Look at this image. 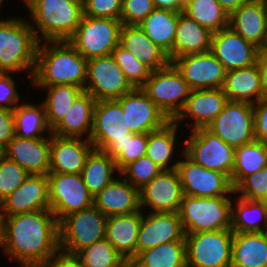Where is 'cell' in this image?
I'll use <instances>...</instances> for the list:
<instances>
[{"mask_svg": "<svg viewBox=\"0 0 267 267\" xmlns=\"http://www.w3.org/2000/svg\"><path fill=\"white\" fill-rule=\"evenodd\" d=\"M182 12L212 33L229 26V13L217 0H185Z\"/></svg>", "mask_w": 267, "mask_h": 267, "instance_id": "obj_40", "label": "cell"}, {"mask_svg": "<svg viewBox=\"0 0 267 267\" xmlns=\"http://www.w3.org/2000/svg\"><path fill=\"white\" fill-rule=\"evenodd\" d=\"M1 248L19 267H43L60 250L59 222L50 209L2 216Z\"/></svg>", "mask_w": 267, "mask_h": 267, "instance_id": "obj_1", "label": "cell"}, {"mask_svg": "<svg viewBox=\"0 0 267 267\" xmlns=\"http://www.w3.org/2000/svg\"><path fill=\"white\" fill-rule=\"evenodd\" d=\"M267 165V144L260 141L236 147L235 163L231 175L233 188L246 176Z\"/></svg>", "mask_w": 267, "mask_h": 267, "instance_id": "obj_41", "label": "cell"}, {"mask_svg": "<svg viewBox=\"0 0 267 267\" xmlns=\"http://www.w3.org/2000/svg\"><path fill=\"white\" fill-rule=\"evenodd\" d=\"M176 170L182 185L183 194L192 197H219L234 195L231 180L220 172L206 169L189 159L181 151Z\"/></svg>", "mask_w": 267, "mask_h": 267, "instance_id": "obj_15", "label": "cell"}, {"mask_svg": "<svg viewBox=\"0 0 267 267\" xmlns=\"http://www.w3.org/2000/svg\"><path fill=\"white\" fill-rule=\"evenodd\" d=\"M5 0H0V11L3 10L1 7L4 5Z\"/></svg>", "mask_w": 267, "mask_h": 267, "instance_id": "obj_60", "label": "cell"}, {"mask_svg": "<svg viewBox=\"0 0 267 267\" xmlns=\"http://www.w3.org/2000/svg\"><path fill=\"white\" fill-rule=\"evenodd\" d=\"M1 241H2V216L0 214V247H1Z\"/></svg>", "mask_w": 267, "mask_h": 267, "instance_id": "obj_58", "label": "cell"}, {"mask_svg": "<svg viewBox=\"0 0 267 267\" xmlns=\"http://www.w3.org/2000/svg\"><path fill=\"white\" fill-rule=\"evenodd\" d=\"M181 125L174 121L168 122L163 128L148 133L146 156L163 170L176 169L179 159L174 161L178 141V128ZM177 139V140H176Z\"/></svg>", "mask_w": 267, "mask_h": 267, "instance_id": "obj_35", "label": "cell"}, {"mask_svg": "<svg viewBox=\"0 0 267 267\" xmlns=\"http://www.w3.org/2000/svg\"><path fill=\"white\" fill-rule=\"evenodd\" d=\"M213 33L195 20L179 12L173 42V60L180 56L204 53L211 50Z\"/></svg>", "mask_w": 267, "mask_h": 267, "instance_id": "obj_30", "label": "cell"}, {"mask_svg": "<svg viewBox=\"0 0 267 267\" xmlns=\"http://www.w3.org/2000/svg\"><path fill=\"white\" fill-rule=\"evenodd\" d=\"M43 267H85L77 255L61 250L56 252Z\"/></svg>", "mask_w": 267, "mask_h": 267, "instance_id": "obj_53", "label": "cell"}, {"mask_svg": "<svg viewBox=\"0 0 267 267\" xmlns=\"http://www.w3.org/2000/svg\"><path fill=\"white\" fill-rule=\"evenodd\" d=\"M260 50H267V24H266V33H265V39L263 42V46Z\"/></svg>", "mask_w": 267, "mask_h": 267, "instance_id": "obj_57", "label": "cell"}, {"mask_svg": "<svg viewBox=\"0 0 267 267\" xmlns=\"http://www.w3.org/2000/svg\"><path fill=\"white\" fill-rule=\"evenodd\" d=\"M233 198L231 230L238 233L266 232L267 208L264 201L244 199L236 195Z\"/></svg>", "mask_w": 267, "mask_h": 267, "instance_id": "obj_34", "label": "cell"}, {"mask_svg": "<svg viewBox=\"0 0 267 267\" xmlns=\"http://www.w3.org/2000/svg\"><path fill=\"white\" fill-rule=\"evenodd\" d=\"M190 90L222 89L226 70L211 51L175 58L171 62Z\"/></svg>", "mask_w": 267, "mask_h": 267, "instance_id": "obj_16", "label": "cell"}, {"mask_svg": "<svg viewBox=\"0 0 267 267\" xmlns=\"http://www.w3.org/2000/svg\"><path fill=\"white\" fill-rule=\"evenodd\" d=\"M231 267H267V233L234 232Z\"/></svg>", "mask_w": 267, "mask_h": 267, "instance_id": "obj_32", "label": "cell"}, {"mask_svg": "<svg viewBox=\"0 0 267 267\" xmlns=\"http://www.w3.org/2000/svg\"><path fill=\"white\" fill-rule=\"evenodd\" d=\"M185 241H171L140 252L131 267H185Z\"/></svg>", "mask_w": 267, "mask_h": 267, "instance_id": "obj_38", "label": "cell"}, {"mask_svg": "<svg viewBox=\"0 0 267 267\" xmlns=\"http://www.w3.org/2000/svg\"><path fill=\"white\" fill-rule=\"evenodd\" d=\"M263 201H264L265 206H266V208H267V196H266V198H265Z\"/></svg>", "mask_w": 267, "mask_h": 267, "instance_id": "obj_62", "label": "cell"}, {"mask_svg": "<svg viewBox=\"0 0 267 267\" xmlns=\"http://www.w3.org/2000/svg\"><path fill=\"white\" fill-rule=\"evenodd\" d=\"M234 195L244 199L263 201L267 196V165L256 173L244 177L234 187Z\"/></svg>", "mask_w": 267, "mask_h": 267, "instance_id": "obj_45", "label": "cell"}, {"mask_svg": "<svg viewBox=\"0 0 267 267\" xmlns=\"http://www.w3.org/2000/svg\"><path fill=\"white\" fill-rule=\"evenodd\" d=\"M178 19L179 12L155 8L138 24L147 37L168 54L171 62L173 61V42Z\"/></svg>", "mask_w": 267, "mask_h": 267, "instance_id": "obj_33", "label": "cell"}, {"mask_svg": "<svg viewBox=\"0 0 267 267\" xmlns=\"http://www.w3.org/2000/svg\"><path fill=\"white\" fill-rule=\"evenodd\" d=\"M4 156L16 162L29 175H48L50 137L25 139L14 136L4 148Z\"/></svg>", "mask_w": 267, "mask_h": 267, "instance_id": "obj_23", "label": "cell"}, {"mask_svg": "<svg viewBox=\"0 0 267 267\" xmlns=\"http://www.w3.org/2000/svg\"><path fill=\"white\" fill-rule=\"evenodd\" d=\"M132 89L112 55L87 60L84 91L89 92L96 101L118 99Z\"/></svg>", "mask_w": 267, "mask_h": 267, "instance_id": "obj_14", "label": "cell"}, {"mask_svg": "<svg viewBox=\"0 0 267 267\" xmlns=\"http://www.w3.org/2000/svg\"><path fill=\"white\" fill-rule=\"evenodd\" d=\"M142 222V210L110 216L106 222L105 239L128 262L136 257V243Z\"/></svg>", "mask_w": 267, "mask_h": 267, "instance_id": "obj_27", "label": "cell"}, {"mask_svg": "<svg viewBox=\"0 0 267 267\" xmlns=\"http://www.w3.org/2000/svg\"><path fill=\"white\" fill-rule=\"evenodd\" d=\"M31 0H23L24 4H28Z\"/></svg>", "mask_w": 267, "mask_h": 267, "instance_id": "obj_61", "label": "cell"}, {"mask_svg": "<svg viewBox=\"0 0 267 267\" xmlns=\"http://www.w3.org/2000/svg\"><path fill=\"white\" fill-rule=\"evenodd\" d=\"M46 90L43 104L46 110L47 123L53 129L66 116L73 102L84 91L78 86L63 84L41 88Z\"/></svg>", "mask_w": 267, "mask_h": 267, "instance_id": "obj_39", "label": "cell"}, {"mask_svg": "<svg viewBox=\"0 0 267 267\" xmlns=\"http://www.w3.org/2000/svg\"><path fill=\"white\" fill-rule=\"evenodd\" d=\"M116 100L126 114L127 126L133 133L153 132L170 122L142 88H133Z\"/></svg>", "mask_w": 267, "mask_h": 267, "instance_id": "obj_18", "label": "cell"}, {"mask_svg": "<svg viewBox=\"0 0 267 267\" xmlns=\"http://www.w3.org/2000/svg\"><path fill=\"white\" fill-rule=\"evenodd\" d=\"M119 45L151 71L165 68L171 63L168 54L153 43L139 25H122Z\"/></svg>", "mask_w": 267, "mask_h": 267, "instance_id": "obj_28", "label": "cell"}, {"mask_svg": "<svg viewBox=\"0 0 267 267\" xmlns=\"http://www.w3.org/2000/svg\"><path fill=\"white\" fill-rule=\"evenodd\" d=\"M95 104L96 99L89 92L83 91L66 116L52 129V135L90 140Z\"/></svg>", "mask_w": 267, "mask_h": 267, "instance_id": "obj_29", "label": "cell"}, {"mask_svg": "<svg viewBox=\"0 0 267 267\" xmlns=\"http://www.w3.org/2000/svg\"><path fill=\"white\" fill-rule=\"evenodd\" d=\"M206 128L235 148L255 141L253 104L228 101Z\"/></svg>", "mask_w": 267, "mask_h": 267, "instance_id": "obj_13", "label": "cell"}, {"mask_svg": "<svg viewBox=\"0 0 267 267\" xmlns=\"http://www.w3.org/2000/svg\"><path fill=\"white\" fill-rule=\"evenodd\" d=\"M142 89L170 121L184 108L191 91L172 63L152 71Z\"/></svg>", "mask_w": 267, "mask_h": 267, "instance_id": "obj_11", "label": "cell"}, {"mask_svg": "<svg viewBox=\"0 0 267 267\" xmlns=\"http://www.w3.org/2000/svg\"><path fill=\"white\" fill-rule=\"evenodd\" d=\"M117 172L120 173L113 157L105 151L93 149L86 159L81 175L94 197L118 176L115 174Z\"/></svg>", "mask_w": 267, "mask_h": 267, "instance_id": "obj_37", "label": "cell"}, {"mask_svg": "<svg viewBox=\"0 0 267 267\" xmlns=\"http://www.w3.org/2000/svg\"><path fill=\"white\" fill-rule=\"evenodd\" d=\"M13 73H0V108L14 110L20 99Z\"/></svg>", "mask_w": 267, "mask_h": 267, "instance_id": "obj_50", "label": "cell"}, {"mask_svg": "<svg viewBox=\"0 0 267 267\" xmlns=\"http://www.w3.org/2000/svg\"><path fill=\"white\" fill-rule=\"evenodd\" d=\"M253 110L255 139L267 144V98L253 104Z\"/></svg>", "mask_w": 267, "mask_h": 267, "instance_id": "obj_51", "label": "cell"}, {"mask_svg": "<svg viewBox=\"0 0 267 267\" xmlns=\"http://www.w3.org/2000/svg\"><path fill=\"white\" fill-rule=\"evenodd\" d=\"M94 206L106 217L140 210L139 190L121 174L94 196Z\"/></svg>", "mask_w": 267, "mask_h": 267, "instance_id": "obj_25", "label": "cell"}, {"mask_svg": "<svg viewBox=\"0 0 267 267\" xmlns=\"http://www.w3.org/2000/svg\"><path fill=\"white\" fill-rule=\"evenodd\" d=\"M122 21L83 15L68 42L85 58L108 56L119 45Z\"/></svg>", "mask_w": 267, "mask_h": 267, "instance_id": "obj_9", "label": "cell"}, {"mask_svg": "<svg viewBox=\"0 0 267 267\" xmlns=\"http://www.w3.org/2000/svg\"><path fill=\"white\" fill-rule=\"evenodd\" d=\"M227 102V96L222 89L191 90L184 108L173 121L183 125L188 120L184 124H188L191 130L207 127L221 113ZM190 119L193 121H189Z\"/></svg>", "mask_w": 267, "mask_h": 267, "instance_id": "obj_22", "label": "cell"}, {"mask_svg": "<svg viewBox=\"0 0 267 267\" xmlns=\"http://www.w3.org/2000/svg\"><path fill=\"white\" fill-rule=\"evenodd\" d=\"M13 117L16 137L25 139L51 137L52 129L47 123L43 102L37 105L28 102L19 103L13 110Z\"/></svg>", "mask_w": 267, "mask_h": 267, "instance_id": "obj_36", "label": "cell"}, {"mask_svg": "<svg viewBox=\"0 0 267 267\" xmlns=\"http://www.w3.org/2000/svg\"><path fill=\"white\" fill-rule=\"evenodd\" d=\"M83 15L120 20L122 0H84Z\"/></svg>", "mask_w": 267, "mask_h": 267, "instance_id": "obj_49", "label": "cell"}, {"mask_svg": "<svg viewBox=\"0 0 267 267\" xmlns=\"http://www.w3.org/2000/svg\"><path fill=\"white\" fill-rule=\"evenodd\" d=\"M183 141L184 154L196 164L225 174L230 180L235 163V147L225 143L206 127L191 130Z\"/></svg>", "mask_w": 267, "mask_h": 267, "instance_id": "obj_8", "label": "cell"}, {"mask_svg": "<svg viewBox=\"0 0 267 267\" xmlns=\"http://www.w3.org/2000/svg\"><path fill=\"white\" fill-rule=\"evenodd\" d=\"M107 219L94 205L65 216L59 222L60 250L76 255L83 248L105 238Z\"/></svg>", "mask_w": 267, "mask_h": 267, "instance_id": "obj_7", "label": "cell"}, {"mask_svg": "<svg viewBox=\"0 0 267 267\" xmlns=\"http://www.w3.org/2000/svg\"><path fill=\"white\" fill-rule=\"evenodd\" d=\"M76 255L85 267H131V262L126 261L105 238Z\"/></svg>", "mask_w": 267, "mask_h": 267, "instance_id": "obj_42", "label": "cell"}, {"mask_svg": "<svg viewBox=\"0 0 267 267\" xmlns=\"http://www.w3.org/2000/svg\"><path fill=\"white\" fill-rule=\"evenodd\" d=\"M220 5L229 13V15L242 4L249 2L250 0H217Z\"/></svg>", "mask_w": 267, "mask_h": 267, "instance_id": "obj_56", "label": "cell"}, {"mask_svg": "<svg viewBox=\"0 0 267 267\" xmlns=\"http://www.w3.org/2000/svg\"><path fill=\"white\" fill-rule=\"evenodd\" d=\"M257 64L261 79L262 98H267V50L259 51Z\"/></svg>", "mask_w": 267, "mask_h": 267, "instance_id": "obj_54", "label": "cell"}, {"mask_svg": "<svg viewBox=\"0 0 267 267\" xmlns=\"http://www.w3.org/2000/svg\"><path fill=\"white\" fill-rule=\"evenodd\" d=\"M14 136L13 110L0 108V146L5 148Z\"/></svg>", "mask_w": 267, "mask_h": 267, "instance_id": "obj_52", "label": "cell"}, {"mask_svg": "<svg viewBox=\"0 0 267 267\" xmlns=\"http://www.w3.org/2000/svg\"><path fill=\"white\" fill-rule=\"evenodd\" d=\"M24 17H0V73L26 72L31 81L39 41Z\"/></svg>", "mask_w": 267, "mask_h": 267, "instance_id": "obj_4", "label": "cell"}, {"mask_svg": "<svg viewBox=\"0 0 267 267\" xmlns=\"http://www.w3.org/2000/svg\"><path fill=\"white\" fill-rule=\"evenodd\" d=\"M155 9L153 0H122L123 25L140 24Z\"/></svg>", "mask_w": 267, "mask_h": 267, "instance_id": "obj_48", "label": "cell"}, {"mask_svg": "<svg viewBox=\"0 0 267 267\" xmlns=\"http://www.w3.org/2000/svg\"><path fill=\"white\" fill-rule=\"evenodd\" d=\"M267 0H250L229 15V27L259 49L265 39Z\"/></svg>", "mask_w": 267, "mask_h": 267, "instance_id": "obj_26", "label": "cell"}, {"mask_svg": "<svg viewBox=\"0 0 267 267\" xmlns=\"http://www.w3.org/2000/svg\"><path fill=\"white\" fill-rule=\"evenodd\" d=\"M148 144V133H135L123 143V149L114 158L116 166L121 171L129 163L145 156Z\"/></svg>", "mask_w": 267, "mask_h": 267, "instance_id": "obj_47", "label": "cell"}, {"mask_svg": "<svg viewBox=\"0 0 267 267\" xmlns=\"http://www.w3.org/2000/svg\"><path fill=\"white\" fill-rule=\"evenodd\" d=\"M25 6L39 42L68 41L83 17L81 0H31Z\"/></svg>", "mask_w": 267, "mask_h": 267, "instance_id": "obj_3", "label": "cell"}, {"mask_svg": "<svg viewBox=\"0 0 267 267\" xmlns=\"http://www.w3.org/2000/svg\"><path fill=\"white\" fill-rule=\"evenodd\" d=\"M50 210L60 222L65 216L94 205V197L87 189L81 173L49 172Z\"/></svg>", "mask_w": 267, "mask_h": 267, "instance_id": "obj_12", "label": "cell"}, {"mask_svg": "<svg viewBox=\"0 0 267 267\" xmlns=\"http://www.w3.org/2000/svg\"><path fill=\"white\" fill-rule=\"evenodd\" d=\"M228 101L255 104L262 99L258 64L226 72L222 87Z\"/></svg>", "mask_w": 267, "mask_h": 267, "instance_id": "obj_31", "label": "cell"}, {"mask_svg": "<svg viewBox=\"0 0 267 267\" xmlns=\"http://www.w3.org/2000/svg\"><path fill=\"white\" fill-rule=\"evenodd\" d=\"M163 169L148 156H142L126 165L120 174L138 190L151 182Z\"/></svg>", "mask_w": 267, "mask_h": 267, "instance_id": "obj_44", "label": "cell"}, {"mask_svg": "<svg viewBox=\"0 0 267 267\" xmlns=\"http://www.w3.org/2000/svg\"><path fill=\"white\" fill-rule=\"evenodd\" d=\"M153 3L155 8L181 12L183 10L185 0H153Z\"/></svg>", "mask_w": 267, "mask_h": 267, "instance_id": "obj_55", "label": "cell"}, {"mask_svg": "<svg viewBox=\"0 0 267 267\" xmlns=\"http://www.w3.org/2000/svg\"><path fill=\"white\" fill-rule=\"evenodd\" d=\"M183 195L177 170H162L139 190L140 209L149 207L150 212H178Z\"/></svg>", "mask_w": 267, "mask_h": 267, "instance_id": "obj_17", "label": "cell"}, {"mask_svg": "<svg viewBox=\"0 0 267 267\" xmlns=\"http://www.w3.org/2000/svg\"><path fill=\"white\" fill-rule=\"evenodd\" d=\"M210 51L228 72L256 64L260 49L228 26L213 33Z\"/></svg>", "mask_w": 267, "mask_h": 267, "instance_id": "obj_20", "label": "cell"}, {"mask_svg": "<svg viewBox=\"0 0 267 267\" xmlns=\"http://www.w3.org/2000/svg\"><path fill=\"white\" fill-rule=\"evenodd\" d=\"M29 174L16 162L0 158V203L14 192Z\"/></svg>", "mask_w": 267, "mask_h": 267, "instance_id": "obj_46", "label": "cell"}, {"mask_svg": "<svg viewBox=\"0 0 267 267\" xmlns=\"http://www.w3.org/2000/svg\"><path fill=\"white\" fill-rule=\"evenodd\" d=\"M231 229L185 235L186 264L189 267H231Z\"/></svg>", "mask_w": 267, "mask_h": 267, "instance_id": "obj_10", "label": "cell"}, {"mask_svg": "<svg viewBox=\"0 0 267 267\" xmlns=\"http://www.w3.org/2000/svg\"><path fill=\"white\" fill-rule=\"evenodd\" d=\"M232 196L192 197L183 195L178 211L185 235L231 229Z\"/></svg>", "mask_w": 267, "mask_h": 267, "instance_id": "obj_5", "label": "cell"}, {"mask_svg": "<svg viewBox=\"0 0 267 267\" xmlns=\"http://www.w3.org/2000/svg\"><path fill=\"white\" fill-rule=\"evenodd\" d=\"M94 149L92 142L84 138L50 137V171L53 173H81L86 159Z\"/></svg>", "mask_w": 267, "mask_h": 267, "instance_id": "obj_24", "label": "cell"}, {"mask_svg": "<svg viewBox=\"0 0 267 267\" xmlns=\"http://www.w3.org/2000/svg\"><path fill=\"white\" fill-rule=\"evenodd\" d=\"M139 228L136 256L147 249L171 241H185V233L178 212H148Z\"/></svg>", "mask_w": 267, "mask_h": 267, "instance_id": "obj_19", "label": "cell"}, {"mask_svg": "<svg viewBox=\"0 0 267 267\" xmlns=\"http://www.w3.org/2000/svg\"><path fill=\"white\" fill-rule=\"evenodd\" d=\"M50 209L47 175H28L24 182L0 203L1 216Z\"/></svg>", "mask_w": 267, "mask_h": 267, "instance_id": "obj_21", "label": "cell"}, {"mask_svg": "<svg viewBox=\"0 0 267 267\" xmlns=\"http://www.w3.org/2000/svg\"><path fill=\"white\" fill-rule=\"evenodd\" d=\"M87 59L68 41H42L37 48L31 86L44 88L69 84L85 88Z\"/></svg>", "mask_w": 267, "mask_h": 267, "instance_id": "obj_2", "label": "cell"}, {"mask_svg": "<svg viewBox=\"0 0 267 267\" xmlns=\"http://www.w3.org/2000/svg\"><path fill=\"white\" fill-rule=\"evenodd\" d=\"M111 55L133 88H142L145 85L152 72L147 66L120 45L116 46Z\"/></svg>", "mask_w": 267, "mask_h": 267, "instance_id": "obj_43", "label": "cell"}, {"mask_svg": "<svg viewBox=\"0 0 267 267\" xmlns=\"http://www.w3.org/2000/svg\"><path fill=\"white\" fill-rule=\"evenodd\" d=\"M134 134L127 126L126 114L116 99L96 101L90 136L94 149L115 158L123 149L125 140Z\"/></svg>", "mask_w": 267, "mask_h": 267, "instance_id": "obj_6", "label": "cell"}, {"mask_svg": "<svg viewBox=\"0 0 267 267\" xmlns=\"http://www.w3.org/2000/svg\"><path fill=\"white\" fill-rule=\"evenodd\" d=\"M4 156V148L0 146V158Z\"/></svg>", "mask_w": 267, "mask_h": 267, "instance_id": "obj_59", "label": "cell"}]
</instances>
